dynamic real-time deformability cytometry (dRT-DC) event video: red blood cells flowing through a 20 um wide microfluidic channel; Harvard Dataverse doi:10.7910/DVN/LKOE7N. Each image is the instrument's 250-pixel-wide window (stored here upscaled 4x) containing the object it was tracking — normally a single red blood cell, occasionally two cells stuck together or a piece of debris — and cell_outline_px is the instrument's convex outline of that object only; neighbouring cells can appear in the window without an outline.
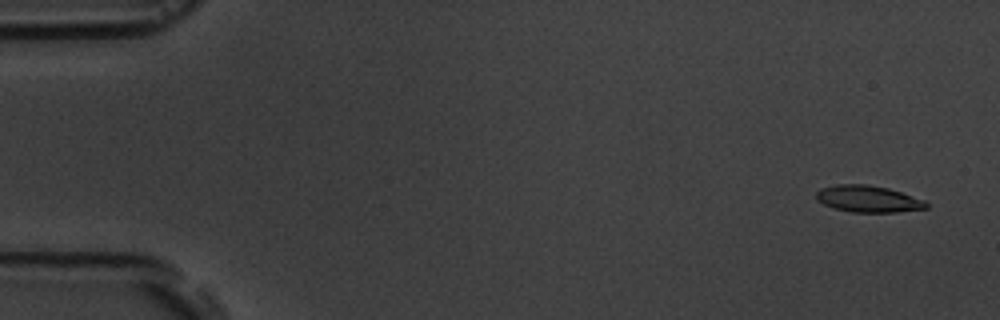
{"species": "common noctule bat (a hibernating species)", "species_latin": "Nyctalus noctula", "temperature_condition": "room temperature", "stored_images_in_passage": 5, "camera_frame_rate_fps": 3000, "um_per_image_px": 0.085, "animal": {"sex": "male", "body_mass_g": 19.5, "forearm_length_mm": 54.6}, "frame": {"image": 1, "passage_image": 1, "time_ms": 0.0, "image_size_px": [1000, 320], "cell_outline_px": [[928, 208], [896, 212], [852, 212], [832, 208], [816, 200], [816, 192], [820, 188], [836, 184], [868, 184], [888, 188], [924, 200], [928, 204]], "centroid_in_image_um": [73.75, 16.9], "position_along_channel_um": 11.2, "area_um2": 17.17}}
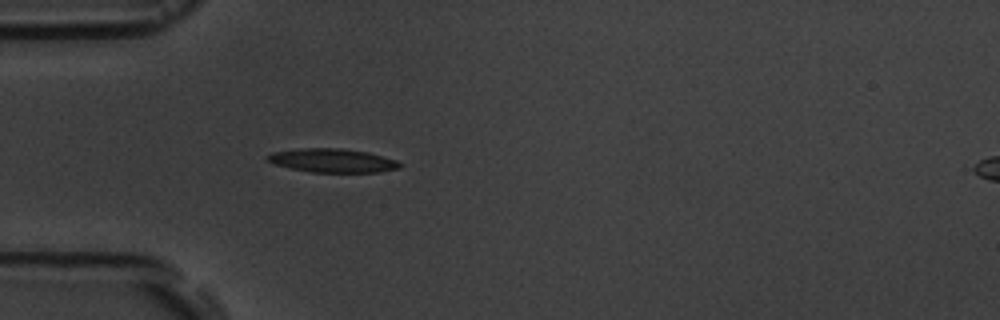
{"frame": {"image": 2, "passage_image": 5, "time_ms": 4.667, "image_size_px": [1000, 320], "cell_outline_px": [[404, 164], [400, 168], [380, 172], [312, 172], [288, 168], [272, 164], [264, 160], [264, 156], [272, 152], [300, 148], [340, 148], [368, 152], [384, 156], [396, 160]], "centroid_in_image_um": [28.22, 13.64], "position_along_channel_um": 56.8, "area_um2": 18.67}}